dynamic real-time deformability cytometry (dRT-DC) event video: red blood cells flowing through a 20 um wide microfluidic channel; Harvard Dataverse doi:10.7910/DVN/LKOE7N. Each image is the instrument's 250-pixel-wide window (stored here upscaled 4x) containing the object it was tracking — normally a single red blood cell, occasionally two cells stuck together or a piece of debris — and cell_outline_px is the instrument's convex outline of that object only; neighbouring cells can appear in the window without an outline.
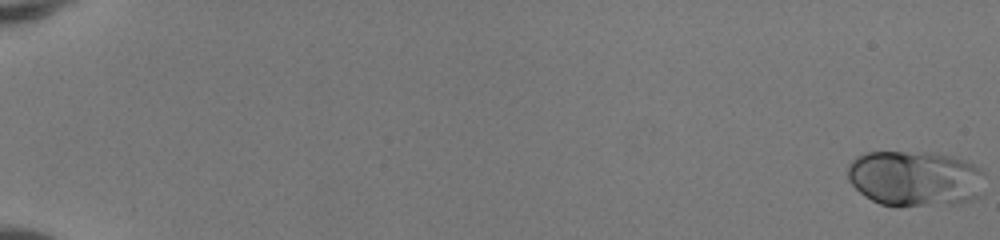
{"species": "human", "species_latin": "Homo sapiens", "temperature_condition": "room temperature", "stored_images_in_passage": 52, "camera_frame_rate_fps": 3000, "um_per_image_px": 0.085, "donor": {"sex": "female"}, "frame": {"image": 1, "passage_image": 1, "time_ms": 0.0, "image_size_px": [1000, 240], "cell_outline_px": [[984, 192], [976, 200], [956, 204], [880, 204], [864, 196], [848, 180], [848, 164], [856, 156], [864, 152], [936, 152], [952, 156], [964, 160], [980, 168], [984, 172]], "centroid_in_image_um": [77.83, 15.14], "position_along_channel_um": 7.2, "area_um2": 44.8}}
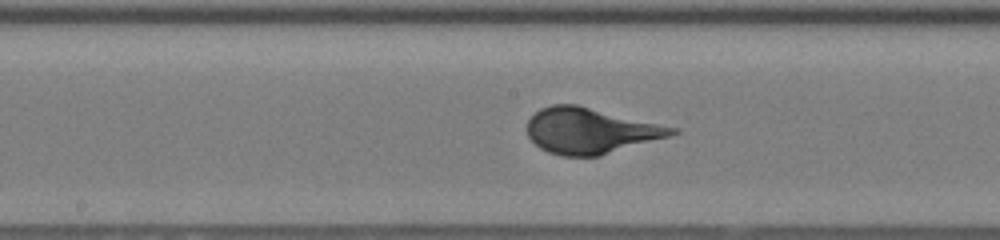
{"frame": {"image": 2, "passage_image": 30, "time_ms": 9.667, "image_size_px": [1000, 240], "cell_outline_px": [[680, 132], [672, 136], [600, 156], [560, 156], [548, 152], [540, 148], [528, 136], [528, 120], [540, 108], [552, 104], [576, 104], [680, 128]], "centroid_in_image_um": [50.23, 11.12], "position_along_channel_um": 198.0, "area_um2": 38.84}}
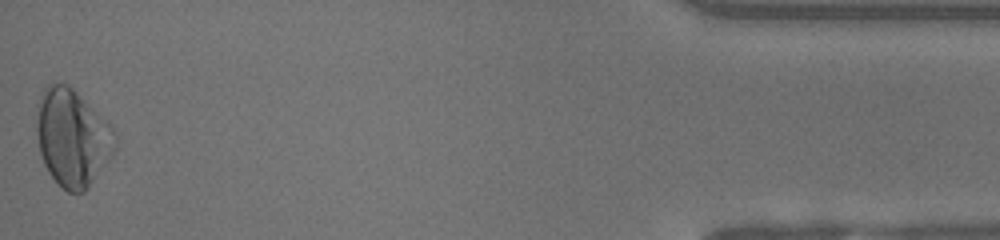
{"frame": {"image": 3, "passage_image": 52, "time_ms": 17.0, "image_size_px": [1000, 240], "cell_outline_px": [[116, 148], [112, 156], [88, 188], [84, 192], [68, 192], [48, 172], [44, 164], [40, 152], [36, 132], [36, 104], [40, 92], [48, 84], [68, 84], [112, 124], [116, 132]], "centroid_in_image_um": [6.16, 11.67], "position_along_channel_um": 429.0, "area_um2": 44.91}}